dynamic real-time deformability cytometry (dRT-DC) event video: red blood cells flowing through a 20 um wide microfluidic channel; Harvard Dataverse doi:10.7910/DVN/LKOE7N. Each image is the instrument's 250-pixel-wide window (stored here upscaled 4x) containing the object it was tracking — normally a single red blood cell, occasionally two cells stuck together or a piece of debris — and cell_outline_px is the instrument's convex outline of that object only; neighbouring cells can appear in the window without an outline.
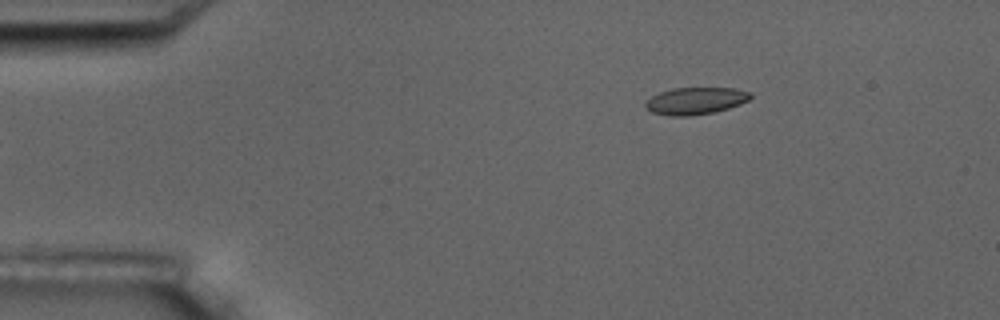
{"species": "common noctule bat (a hibernating species)", "species_latin": "Nyctalus noctula", "temperature_condition": "room temperature", "stored_images_in_passage": 3, "camera_frame_rate_fps": 3000, "um_per_image_px": 0.085, "animal": {"sex": "male", "body_mass_g": 17.5, "forearm_length_mm": 52.3}, "frame": {"image": 1, "passage_image": 3, "time_ms": 2.333, "image_size_px": [1000, 320], "cell_outline_px": [[752, 96], [748, 100], [740, 104], [716, 112], [692, 116], [668, 116], [652, 112], [644, 108], [644, 104], [652, 96], [660, 92], [672, 88], [736, 88], [752, 92]], "centroid_in_image_um": [59.12, 8.58], "position_along_channel_um": 25.9, "area_um2": 16.76}}